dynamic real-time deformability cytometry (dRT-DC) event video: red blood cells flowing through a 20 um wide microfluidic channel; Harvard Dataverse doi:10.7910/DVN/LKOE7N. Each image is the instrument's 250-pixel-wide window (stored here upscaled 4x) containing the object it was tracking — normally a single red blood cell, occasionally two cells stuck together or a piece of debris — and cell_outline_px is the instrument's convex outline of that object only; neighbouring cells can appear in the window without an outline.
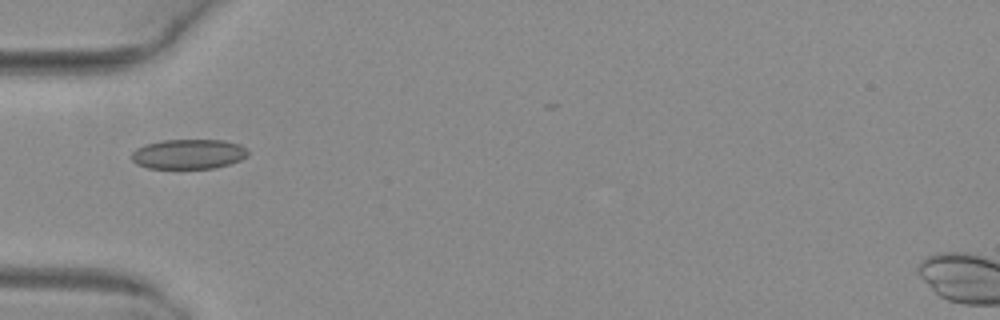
{"species": "common noctule bat (a hibernating species)", "species_latin": "Nyctalus noctula", "temperature_condition": "warm", "stored_images_in_passage": 28, "camera_frame_rate_fps": 3000, "um_per_image_px": 0.085, "animal": {"sex": "female", "body_mass_g": 29.2, "forearm_length_mm": 56.3}, "frame": {"image": 1, "passage_image": 1, "time_ms": 0.0, "image_size_px": [1000, 320], "cell_outline_px": [[248, 156], [240, 160], [228, 164], [212, 168], [148, 168], [136, 164], [132, 160], [132, 152], [136, 148], [144, 144], [160, 140], [224, 140], [240, 144], [248, 148]], "centroid_in_image_um": [16.03, 13.08], "position_along_channel_um": 69.0, "area_um2": 20.35}}
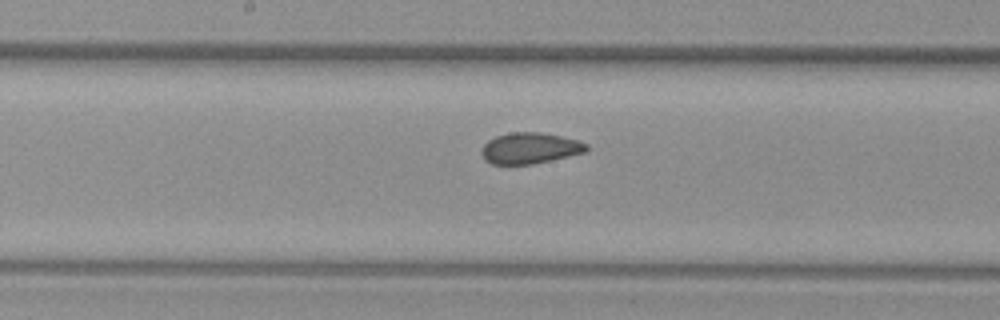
{"frame": {"image": 2, "passage_image": 11, "time_ms": 3.333, "image_size_px": [1000, 320], "cell_outline_px": [[588, 148], [584, 152], [532, 164], [492, 164], [484, 160], [480, 152], [480, 148], [488, 140], [496, 136], [512, 132], [540, 132], [580, 140], [588, 144]], "centroid_in_image_um": [45.0, 12.59], "position_along_channel_um": 203.2, "area_um2": 18.96}}
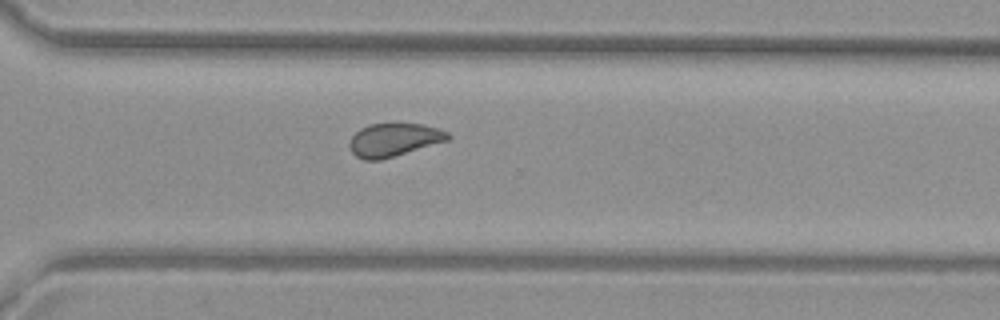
{"frame": {"image": 3, "passage_image": 21, "time_ms": 6.667, "image_size_px": [1000, 320], "cell_outline_px": [[452, 136], [448, 140], [380, 160], [364, 160], [356, 156], [348, 148], [348, 140], [360, 128], [368, 124], [420, 124], [436, 128], [448, 132]], "centroid_in_image_um": [33.43, 11.89], "position_along_channel_um": 337.2, "area_um2": 18.9}}